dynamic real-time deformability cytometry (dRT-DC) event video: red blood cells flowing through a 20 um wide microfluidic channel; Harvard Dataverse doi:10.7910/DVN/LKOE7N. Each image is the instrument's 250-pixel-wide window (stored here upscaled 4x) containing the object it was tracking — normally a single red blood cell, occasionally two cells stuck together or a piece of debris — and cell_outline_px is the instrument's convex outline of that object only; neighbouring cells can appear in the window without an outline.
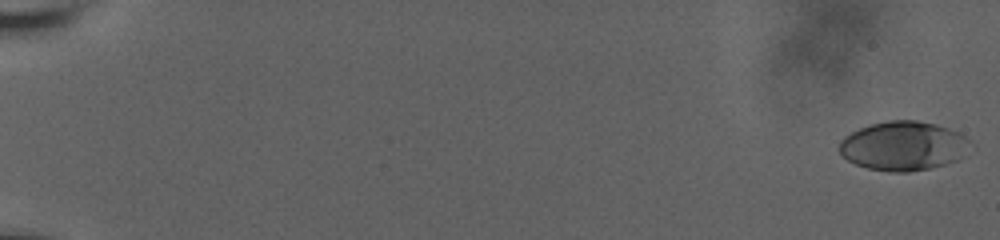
{"species": "human", "species_latin": "Homo sapiens", "temperature_condition": "room temperature", "stored_images_in_passage": 12, "camera_frame_rate_fps": 3000, "um_per_image_px": 0.085, "donor": {"sex": "male"}, "frame": {"image": 1, "passage_image": 1, "time_ms": 0.0, "image_size_px": [1000, 240], "cell_outline_px": [[968, 140], [956, 160], [944, 164], [928, 168], [908, 172], [888, 172], [868, 168], [856, 164], [840, 156], [840, 140], [844, 136], [860, 128], [872, 124], [888, 120], [916, 120], [936, 124], [960, 132]], "centroid_in_image_um": [76.69, 12.39], "position_along_channel_um": 8.3, "area_um2": 36.88}}
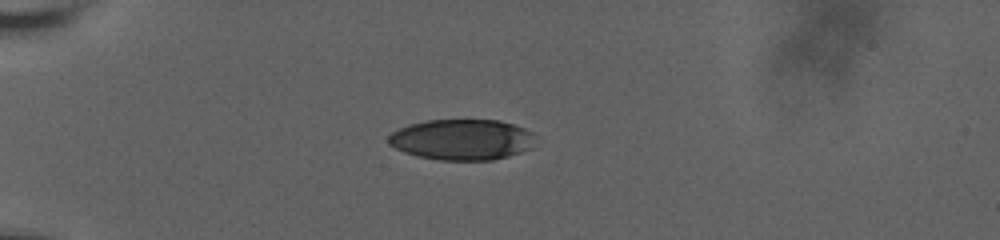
{"frame": {"image": 2, "passage_image": 9, "time_ms": 6.0, "image_size_px": [1000, 240], "cell_outline_px": [[532, 148], [508, 156], [492, 160], [440, 160], [420, 156], [404, 152], [388, 144], [388, 136], [392, 132], [400, 128], [412, 124], [428, 120], [500, 120], [524, 128], [532, 132]], "centroid_in_image_um": [39.26, 11.86], "position_along_channel_um": 45.7, "area_um2": 34.62}}
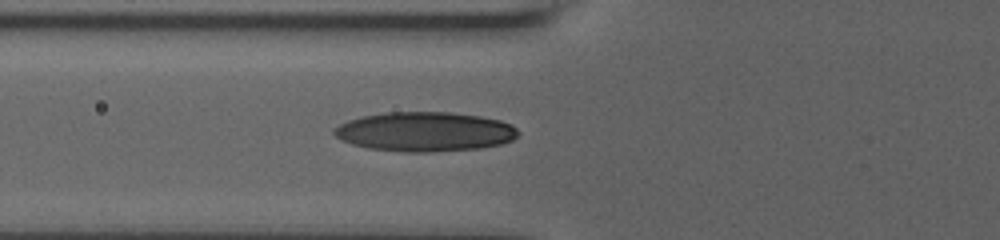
{"frame": {"image": 3, "passage_image": 12, "time_ms": 8.333, "image_size_px": [1000, 240], "cell_outline_px": [[520, 132], [512, 140], [500, 144], [480, 148], [432, 152], [404, 152], [368, 148], [352, 144], [340, 140], [332, 132], [332, 128], [348, 120], [364, 116], [384, 112], [452, 112], [480, 116], [500, 120], [512, 124]], "centroid_in_image_um": [36.1, 11.19], "position_along_channel_um": 89.7, "area_um2": 42.54}}